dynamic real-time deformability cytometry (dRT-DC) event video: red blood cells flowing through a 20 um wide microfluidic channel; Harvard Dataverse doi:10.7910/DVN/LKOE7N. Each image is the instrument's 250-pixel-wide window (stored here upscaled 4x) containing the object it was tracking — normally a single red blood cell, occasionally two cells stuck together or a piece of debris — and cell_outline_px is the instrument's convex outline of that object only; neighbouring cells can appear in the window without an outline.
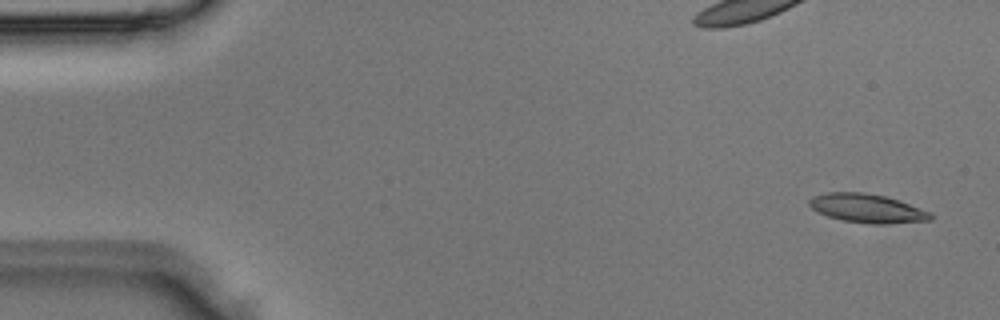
{"species": "Egyptian fruit bat (a non-hibernating species)", "species_latin": "Rousettus aegyptiacus", "temperature_condition": "room temperature", "stored_images_in_passage": 3, "camera_frame_rate_fps": 3000, "um_per_image_px": 0.085, "animal": {"sex": "male"}, "frame": {"image": 1, "passage_image": 1, "time_ms": 0.0, "image_size_px": [1000, 320], "cell_outline_px": [[932, 220], [888, 224], [872, 224], [844, 220], [828, 216], [812, 208], [808, 204], [808, 200], [812, 196], [828, 192], [864, 192], [884, 196], [932, 212]], "centroid_in_image_um": [73.71, 17.71], "position_along_channel_um": 11.3, "area_um2": 20.17}}